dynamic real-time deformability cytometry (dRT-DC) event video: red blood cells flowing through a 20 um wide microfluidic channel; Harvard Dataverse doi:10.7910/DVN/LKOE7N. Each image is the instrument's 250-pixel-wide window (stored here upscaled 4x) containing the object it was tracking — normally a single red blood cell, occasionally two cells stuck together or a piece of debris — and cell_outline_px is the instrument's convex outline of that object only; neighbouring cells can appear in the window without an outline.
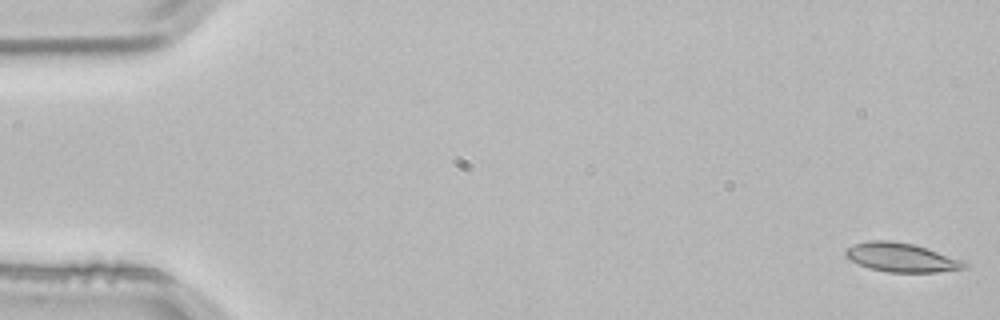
{"species": "common noctule bat (a hibernating species)", "species_latin": "Nyctalus noctula", "temperature_condition": "room temperature", "stored_images_in_passage": 5, "camera_frame_rate_fps": 3000, "um_per_image_px": 0.085, "animal": {"sex": "male", "body_mass_g": 21.5, "forearm_length_mm": 52.0}, "frame": {"image": 1, "passage_image": 1, "time_ms": 0.0, "image_size_px": [1000, 320], "cell_outline_px": [[968, 268], [936, 272], [888, 272], [868, 268], [844, 256], [844, 252], [848, 248], [856, 244], [868, 240], [888, 240], [912, 244], [968, 260]], "centroid_in_image_um": [76.7, 21.89], "position_along_channel_um": 8.3, "area_um2": 20.17}}
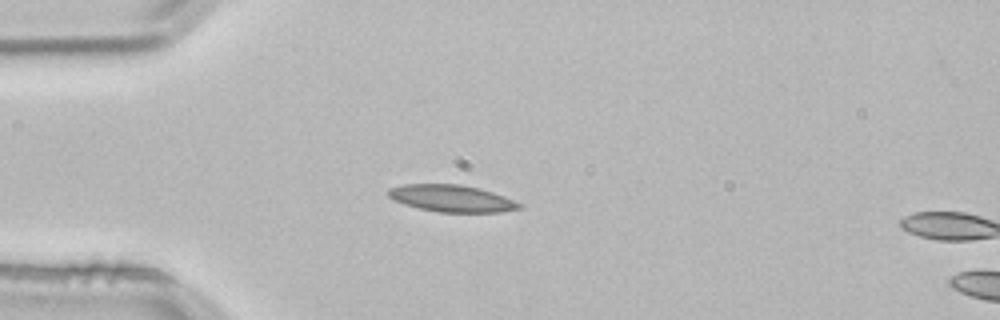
{"frame": {"image": 2, "passage_image": 4, "time_ms": 1.0, "image_size_px": [1000, 320], "cell_outline_px": [[524, 208], [500, 212], [436, 212], [404, 204], [388, 196], [388, 188], [404, 184], [460, 184], [480, 188], [504, 196], [524, 204]], "centroid_in_image_um": [38.44, 16.86], "position_along_channel_um": 46.6, "area_um2": 20.63}}